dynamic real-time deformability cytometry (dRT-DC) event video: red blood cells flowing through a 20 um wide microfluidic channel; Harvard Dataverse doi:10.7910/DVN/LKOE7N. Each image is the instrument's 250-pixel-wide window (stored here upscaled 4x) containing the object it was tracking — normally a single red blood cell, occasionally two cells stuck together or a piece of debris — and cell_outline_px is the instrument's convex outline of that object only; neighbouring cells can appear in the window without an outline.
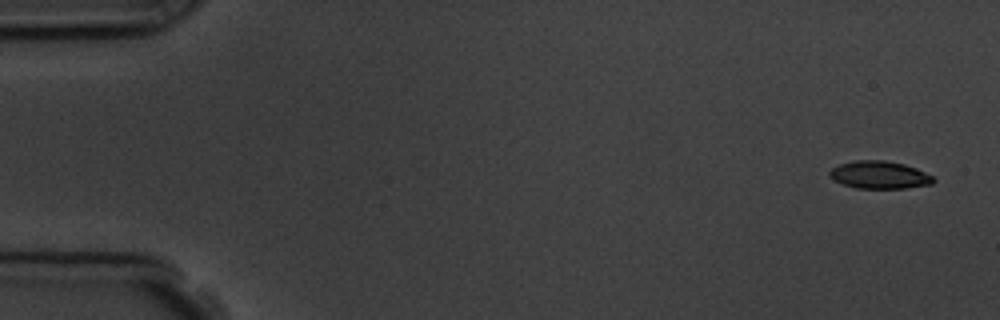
{"species": "common noctule bat (a hibernating species)", "species_latin": "Nyctalus noctula", "temperature_condition": "room temperature", "stored_images_in_passage": 5, "camera_frame_rate_fps": 3000, "um_per_image_px": 0.085, "animal": {"sex": "male", "body_mass_g": 19.5, "forearm_length_mm": 54.6}, "frame": {"image": 1, "passage_image": 1, "time_ms": 0.0, "image_size_px": [1000, 320], "cell_outline_px": [[936, 180], [932, 184], [904, 188], [856, 188], [844, 184], [828, 176], [828, 172], [832, 168], [840, 164], [856, 160], [884, 160], [904, 164], [916, 168], [932, 176]], "centroid_in_image_um": [74.75, 14.86], "position_along_channel_um": 10.2, "area_um2": 16.59}}
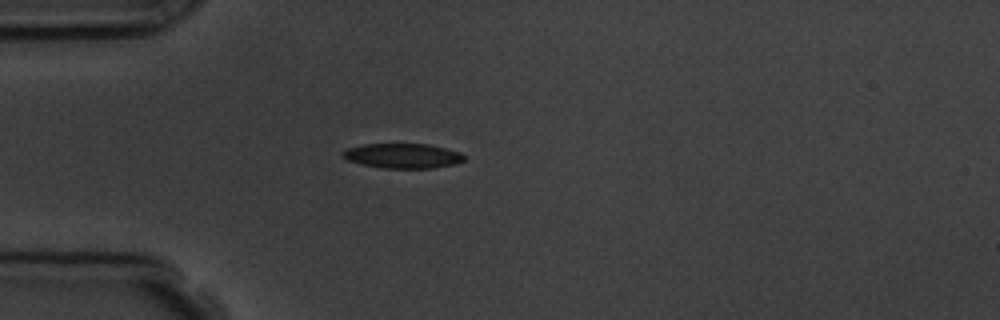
{"frame": {"image": 2, "passage_image": 5, "time_ms": 4.333, "image_size_px": [1000, 320], "cell_outline_px": [[464, 160], [456, 164], [432, 168], [384, 168], [360, 164], [348, 160], [340, 156], [340, 152], [348, 148], [364, 144], [428, 144], [460, 152], [464, 156]], "centroid_in_image_um": [34.19, 13.25], "position_along_channel_um": 50.8, "area_um2": 17.57}}